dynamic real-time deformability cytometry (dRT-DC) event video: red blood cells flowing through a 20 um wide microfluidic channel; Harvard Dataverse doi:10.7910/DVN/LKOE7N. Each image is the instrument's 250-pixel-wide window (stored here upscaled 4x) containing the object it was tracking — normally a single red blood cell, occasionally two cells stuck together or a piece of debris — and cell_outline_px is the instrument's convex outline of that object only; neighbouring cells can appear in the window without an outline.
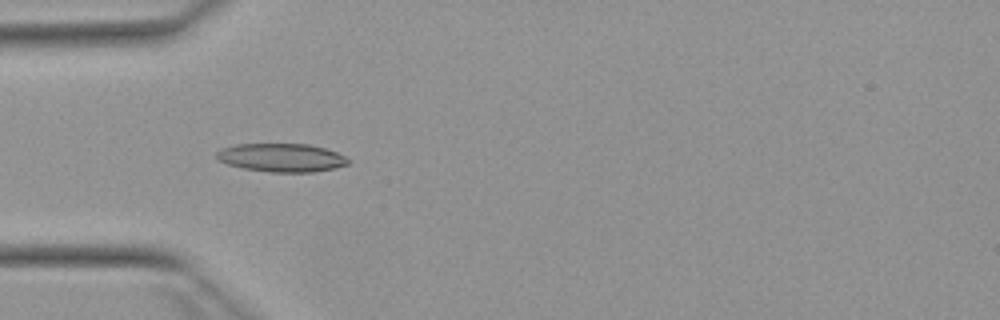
{"species": "Egyptian fruit bat (a non-hibernating species)", "species_latin": "Rousettus aegyptiacus", "temperature_condition": "warm", "stored_images_in_passage": 6, "camera_frame_rate_fps": 3000, "um_per_image_px": 0.085, "animal": {"sex": "female"}, "frame": {"image": 1, "passage_image": 5, "time_ms": 1.333, "image_size_px": [1000, 320], "cell_outline_px": [[348, 164], [336, 168], [312, 172], [268, 172], [244, 168], [228, 164], [216, 160], [216, 152], [220, 148], [236, 144], [308, 144], [324, 148], [336, 152], [344, 156], [348, 160]], "centroid_in_image_um": [23.89, 13.4], "position_along_channel_um": 61.1, "area_um2": 21.79}}